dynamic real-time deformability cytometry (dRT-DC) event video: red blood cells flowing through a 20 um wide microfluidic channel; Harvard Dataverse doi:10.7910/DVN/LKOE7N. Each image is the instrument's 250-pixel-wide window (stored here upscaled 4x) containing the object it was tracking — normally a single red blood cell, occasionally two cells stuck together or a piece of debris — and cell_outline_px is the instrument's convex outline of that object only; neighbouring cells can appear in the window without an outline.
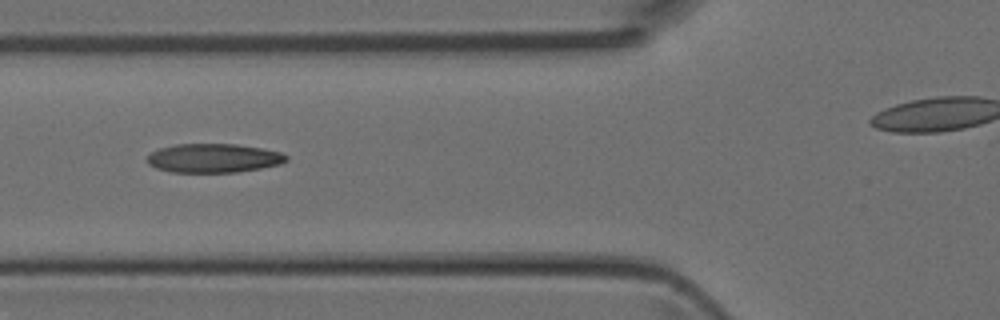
{"species": "Egyptian fruit bat (a non-hibernating species)", "species_latin": "Rousettus aegyptiacus", "temperature_condition": "room temperature", "stored_images_in_passage": 5, "camera_frame_rate_fps": 3000, "um_per_image_px": 0.085, "animal": {"sex": "female"}, "frame": {"image": 1, "passage_image": 5, "time_ms": 1.333, "image_size_px": [1000, 320], "cell_outline_px": [[288, 160], [280, 164], [260, 168], [236, 172], [172, 172], [156, 168], [148, 164], [144, 160], [152, 152], [160, 148], [176, 144], [236, 144], [260, 148], [280, 152], [288, 156]], "centroid_in_image_um": [18.13, 13.44], "position_along_channel_um": 107.7, "area_um2": 23.41}}